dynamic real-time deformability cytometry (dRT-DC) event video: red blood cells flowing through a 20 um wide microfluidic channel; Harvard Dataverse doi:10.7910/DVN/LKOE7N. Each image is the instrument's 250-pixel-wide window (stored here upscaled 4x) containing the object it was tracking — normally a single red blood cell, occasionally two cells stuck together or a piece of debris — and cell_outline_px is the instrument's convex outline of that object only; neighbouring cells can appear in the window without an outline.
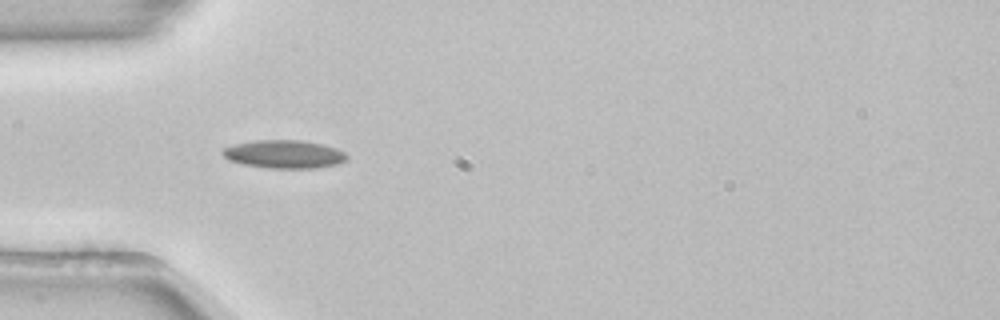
{"species": "common noctule bat (a hibernating species)", "species_latin": "Nyctalus noctula", "temperature_condition": "room temperature", "stored_images_in_passage": 53, "camera_frame_rate_fps": 3000, "um_per_image_px": 0.085, "animal": {"sex": "female", "body_mass_g": 22.7, "forearm_length_mm": 54.2}, "frame": {"image": 1, "passage_image": 16, "time_ms": 5.0, "image_size_px": [1000, 320], "cell_outline_px": [[348, 156], [344, 160], [336, 164], [316, 168], [268, 168], [244, 164], [228, 160], [220, 152], [224, 148], [236, 144], [256, 140], [300, 140], [320, 144], [336, 148], [344, 152]], "centroid_in_image_um": [24.13, 13.11], "position_along_channel_um": 60.9, "area_um2": 20.17}}